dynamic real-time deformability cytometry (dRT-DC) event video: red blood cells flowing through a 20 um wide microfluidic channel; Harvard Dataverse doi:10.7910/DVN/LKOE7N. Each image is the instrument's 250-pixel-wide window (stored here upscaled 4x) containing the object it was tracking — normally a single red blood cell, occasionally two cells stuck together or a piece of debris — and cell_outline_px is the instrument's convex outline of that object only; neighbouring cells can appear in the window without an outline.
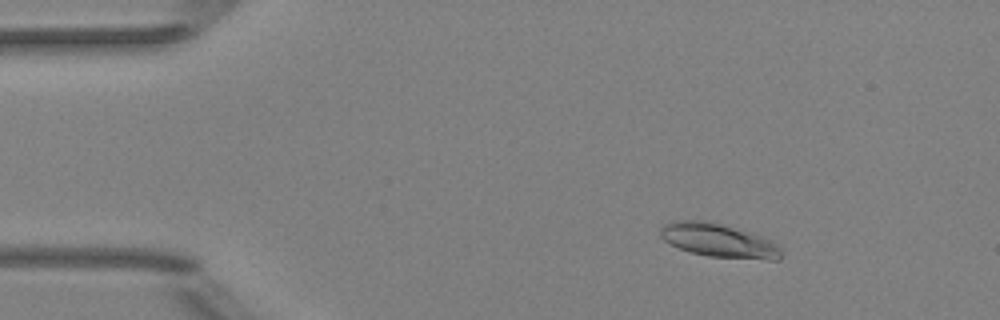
{"species": "Egyptian fruit bat (a non-hibernating species)", "species_latin": "Rousettus aegyptiacus", "temperature_condition": "room temperature", "stored_images_in_passage": 17, "camera_frame_rate_fps": 3000, "um_per_image_px": 0.085, "animal": {"sex": "female"}, "frame": {"image": 1, "passage_image": 8, "time_ms": 2.333, "image_size_px": [1000, 320], "cell_outline_px": [[780, 260], [768, 260], [708, 256], [692, 252], [680, 248], [664, 240], [660, 236], [660, 228], [664, 224], [672, 220], [708, 220], [760, 236], [772, 240], [780, 244]], "centroid_in_image_um": [61.09, 20.43], "position_along_channel_um": 23.9, "area_um2": 23.64}}